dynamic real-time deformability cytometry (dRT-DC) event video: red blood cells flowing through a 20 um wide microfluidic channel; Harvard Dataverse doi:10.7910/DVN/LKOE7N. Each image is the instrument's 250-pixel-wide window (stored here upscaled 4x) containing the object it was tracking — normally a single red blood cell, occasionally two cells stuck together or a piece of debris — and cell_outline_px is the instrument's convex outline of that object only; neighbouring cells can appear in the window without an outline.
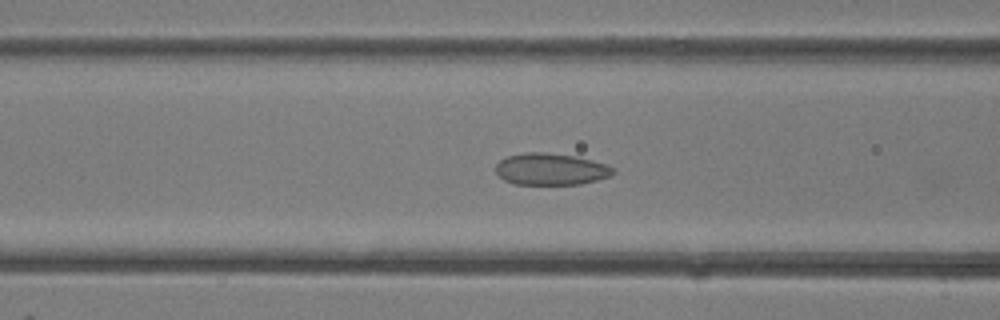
{"species": "common noctule bat (a hibernating species)", "species_latin": "Nyctalus noctula", "temperature_condition": "room temperature", "stored_images_in_passage": 39, "camera_frame_rate_fps": 3000, "um_per_image_px": 0.085, "animal": {"sex": "female"}, "frame": {"image": 1, "passage_image": 16, "time_ms": 5.0, "image_size_px": [1000, 320], "cell_outline_px": [[616, 172], [612, 176], [580, 184], [516, 184], [504, 180], [496, 172], [496, 164], [500, 160], [508, 156], [528, 152], [544, 152], [576, 156], [608, 164], [616, 168]], "centroid_in_image_um": [46.88, 14.37], "position_along_channel_um": 119.7, "area_um2": 21.85}}
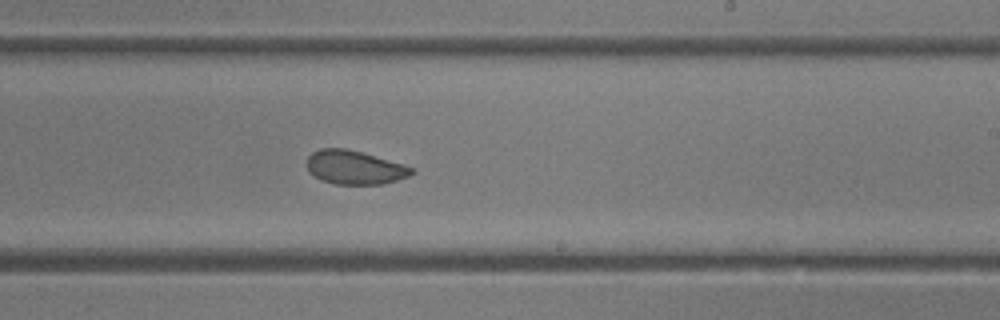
{"frame": {"image": 2, "passage_image": 24, "time_ms": 7.667, "image_size_px": [1000, 320], "cell_outline_px": [[416, 172], [408, 176], [384, 184], [336, 184], [320, 180], [308, 172], [308, 156], [312, 152], [320, 148], [344, 148], [360, 152], [404, 164], [412, 168]], "centroid_in_image_um": [30.13, 14.23], "position_along_channel_um": 258.9, "area_um2": 20.52}}
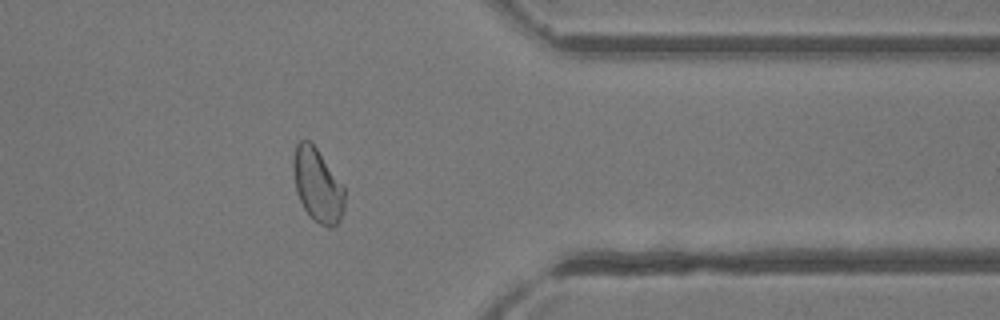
{"frame": {"image": 3, "passage_image": 32, "time_ms": 10.333, "image_size_px": [1000, 320], "cell_outline_px": [[344, 212], [340, 220], [332, 228], [328, 228], [320, 224], [304, 208], [296, 192], [292, 168], [292, 156], [296, 144], [300, 140], [308, 140], [316, 148], [344, 184]], "centroid_in_image_um": [26.99, 15.72], "position_along_channel_um": 384.4, "area_um2": 22.14}}